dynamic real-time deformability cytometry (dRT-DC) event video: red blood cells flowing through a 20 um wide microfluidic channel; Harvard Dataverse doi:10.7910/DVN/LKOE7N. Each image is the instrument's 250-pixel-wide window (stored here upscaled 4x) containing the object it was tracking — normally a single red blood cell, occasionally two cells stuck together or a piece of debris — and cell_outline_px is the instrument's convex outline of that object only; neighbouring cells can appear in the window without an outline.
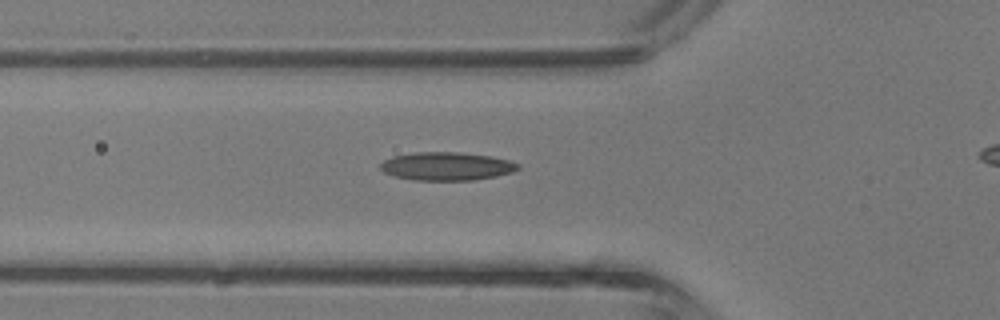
{"species": "common noctule bat (a hibernating species)", "species_latin": "Nyctalus noctula", "temperature_condition": "room temperature", "stored_images_in_passage": 32, "camera_frame_rate_fps": 3000, "um_per_image_px": 0.085, "animal": {"sex": "male", "body_mass_g": 13.3}, "frame": {"image": 1, "passage_image": 10, "time_ms": 3.0, "image_size_px": [1000, 320], "cell_outline_px": [[520, 168], [512, 172], [496, 176], [472, 180], [416, 180], [392, 176], [384, 172], [380, 168], [380, 164], [384, 160], [392, 156], [416, 152], [460, 152], [492, 156], [508, 160], [520, 164]], "centroid_in_image_um": [37.96, 14.13], "position_along_channel_um": 87.8, "area_um2": 22.72}}
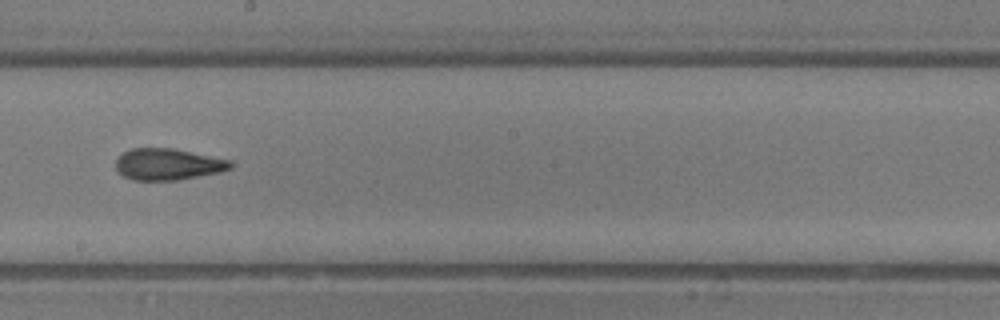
{"frame": {"image": 2, "passage_image": 19, "time_ms": 6.0, "image_size_px": [1000, 320], "cell_outline_px": [[236, 164], [232, 168], [220, 172], [176, 180], [132, 180], [116, 172], [116, 160], [124, 152], [132, 148], [172, 148], [232, 160]], "centroid_in_image_um": [14.3, 13.96], "position_along_channel_um": 233.9, "area_um2": 21.15}}
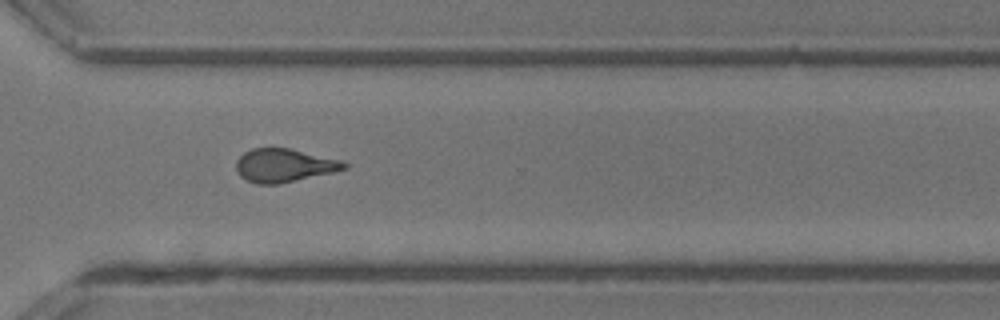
{"frame": {"image": 3, "passage_image": 26, "time_ms": 8.333, "image_size_px": [1000, 320], "cell_outline_px": [[348, 168], [332, 172], [280, 184], [256, 184], [240, 176], [236, 168], [236, 160], [244, 152], [252, 148], [288, 148], [340, 160], [348, 164]], "centroid_in_image_um": [24.12, 14.06], "position_along_channel_um": 346.5, "area_um2": 20.81}}